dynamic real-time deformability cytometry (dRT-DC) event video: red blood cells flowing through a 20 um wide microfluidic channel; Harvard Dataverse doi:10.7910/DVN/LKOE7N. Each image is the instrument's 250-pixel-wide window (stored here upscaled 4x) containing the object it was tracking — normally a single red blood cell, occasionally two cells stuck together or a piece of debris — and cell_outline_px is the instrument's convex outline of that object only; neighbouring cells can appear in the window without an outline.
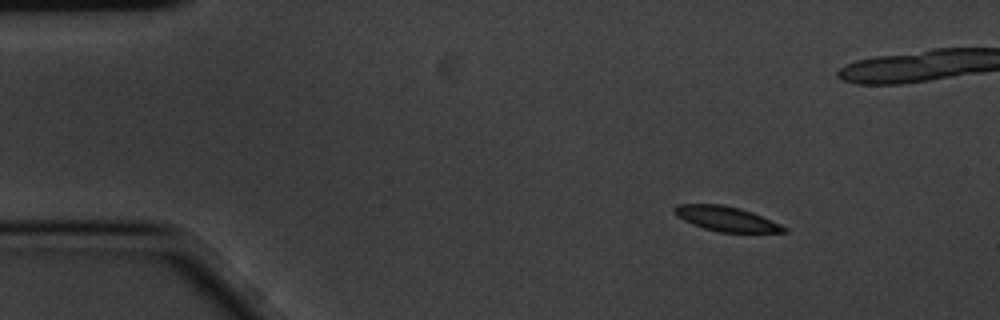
{"species": "common noctule bat (a hibernating species)", "species_latin": "Nyctalus noctula", "temperature_condition": "cold", "stored_images_in_passage": 11, "camera_frame_rate_fps": 3000, "um_per_image_px": 0.085, "animal": {"sex": "male", "body_mass_g": 20.1, "forearm_length_mm": 53.5}, "frame": {"image": 1, "passage_image": 2, "time_ms": 0.333, "image_size_px": [1000, 320], "cell_outline_px": [[788, 232], [720, 232], [704, 228], [692, 224], [676, 216], [672, 212], [672, 208], [676, 204], [724, 204], [740, 208], [752, 212], [780, 224], [788, 228]], "centroid_in_image_um": [61.69, 18.58], "position_along_channel_um": 23.3, "area_um2": 15.9}}
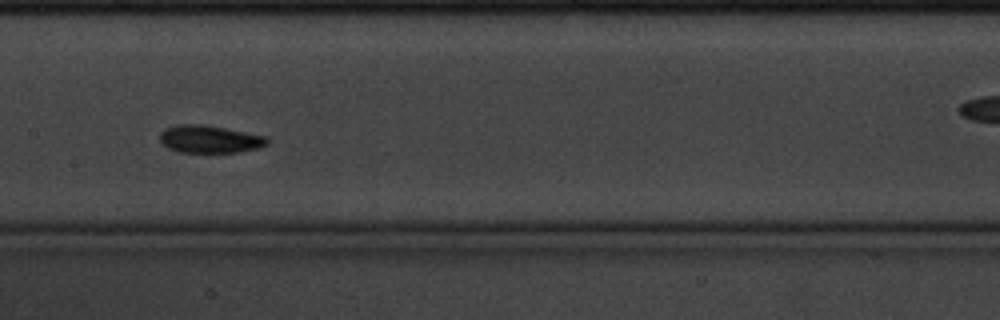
{"frame": {"image": 2, "passage_image": 8, "time_ms": 2.333, "image_size_px": [1000, 320], "cell_outline_px": [[268, 144], [260, 148], [240, 152], [180, 152], [168, 148], [160, 140], [160, 132], [164, 128], [180, 124], [200, 124], [224, 128], [268, 136]], "centroid_in_image_um": [17.84, 11.83], "position_along_channel_um": 189.6, "area_um2": 17.28}}
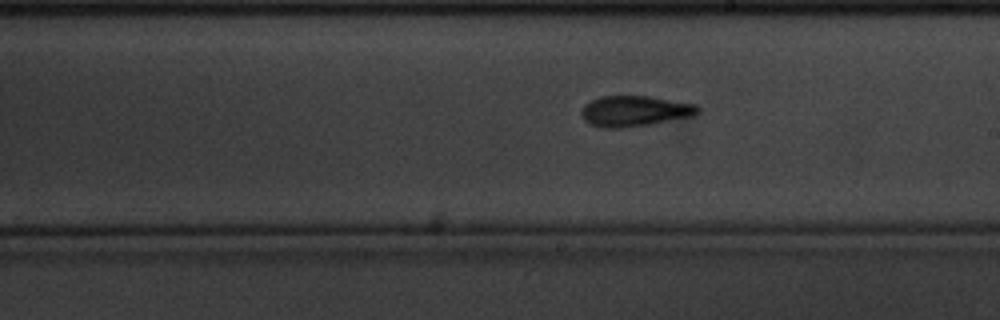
{"frame": {"image": 3, "passage_image": 10, "time_ms": 3.0, "image_size_px": [1000, 320], "cell_outline_px": [[700, 112], [692, 116], [648, 124], [620, 128], [604, 128], [592, 124], [584, 120], [580, 112], [584, 104], [600, 96], [648, 96], [696, 104], [700, 108]], "centroid_in_image_um": [53.93, 9.43], "position_along_channel_um": 235.1, "area_um2": 20.63}}